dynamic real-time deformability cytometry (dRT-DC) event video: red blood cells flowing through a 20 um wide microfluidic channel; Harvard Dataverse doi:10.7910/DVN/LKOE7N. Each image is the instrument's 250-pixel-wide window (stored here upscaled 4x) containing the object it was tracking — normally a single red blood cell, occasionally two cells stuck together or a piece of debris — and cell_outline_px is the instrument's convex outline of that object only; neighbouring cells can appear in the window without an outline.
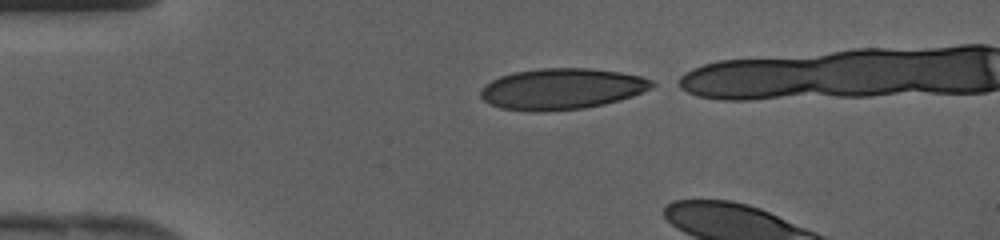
{"species": "human", "species_latin": "Homo sapiens", "temperature_condition": "cold", "stored_images_in_passage": 4, "camera_frame_rate_fps": 3000, "um_per_image_px": 0.085, "donor": {"sex": "female"}, "frame": {"image": 1, "passage_image": 1, "time_ms": 0.0, "image_size_px": [1000, 240], "cell_outline_px": [[656, 84], [632, 96], [620, 100], [604, 104], [584, 108], [544, 112], [536, 112], [500, 108], [488, 104], [480, 96], [480, 92], [492, 80], [500, 76], [512, 72], [540, 68], [588, 68], [620, 72], [640, 76], [652, 80]], "centroid_in_image_um": [47.72, 7.56], "position_along_channel_um": 37.3, "area_um2": 40.92}}